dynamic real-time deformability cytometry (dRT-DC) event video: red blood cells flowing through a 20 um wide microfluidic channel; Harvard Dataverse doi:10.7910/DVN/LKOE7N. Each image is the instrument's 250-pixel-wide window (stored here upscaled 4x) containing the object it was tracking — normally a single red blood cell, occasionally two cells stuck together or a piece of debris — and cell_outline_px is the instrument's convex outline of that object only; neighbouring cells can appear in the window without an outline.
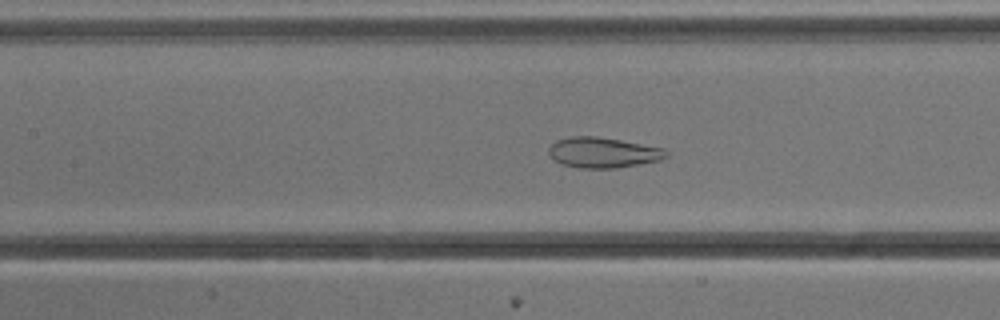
{"species": "common noctule bat (a hibernating species)", "species_latin": "Nyctalus noctula", "temperature_condition": "cold", "stored_images_in_passage": 47, "camera_frame_rate_fps": 3000, "um_per_image_px": 0.085, "animal": {"sex": "male", "body_mass_g": 13.3}, "frame": {"image": 1, "passage_image": 17, "time_ms": 5.333, "image_size_px": [1000, 320], "cell_outline_px": [[668, 156], [660, 160], [640, 164], [616, 168], [580, 168], [560, 164], [552, 160], [548, 152], [548, 148], [556, 140], [572, 136], [596, 136], [620, 140], [664, 148], [668, 152]], "centroid_in_image_um": [51.23, 12.97], "position_along_channel_um": 156.2, "area_um2": 20.98}}
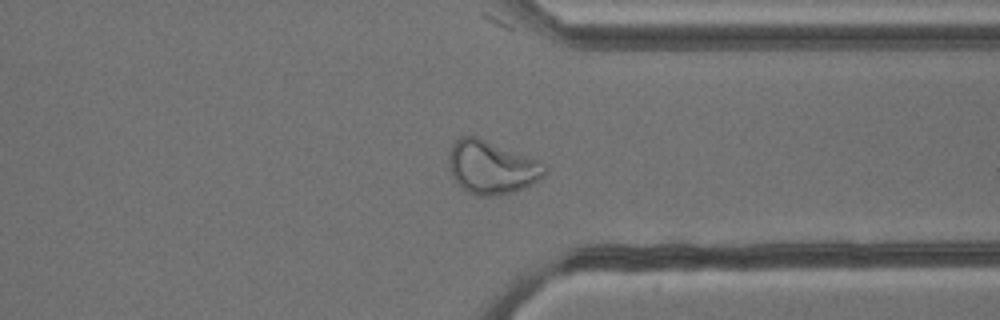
{"frame": {"image": 2, "passage_image": 34, "time_ms": 11.0, "image_size_px": [1000, 320], "cell_outline_px": [[544, 176], [532, 184], [524, 188], [512, 192], [492, 196], [476, 196], [468, 192], [452, 176], [448, 168], [448, 156], [452, 144], [460, 136], [476, 136], [536, 160], [544, 172]], "centroid_in_image_um": [41.7, 14.23], "position_along_channel_um": 369.7, "area_um2": 29.07}}
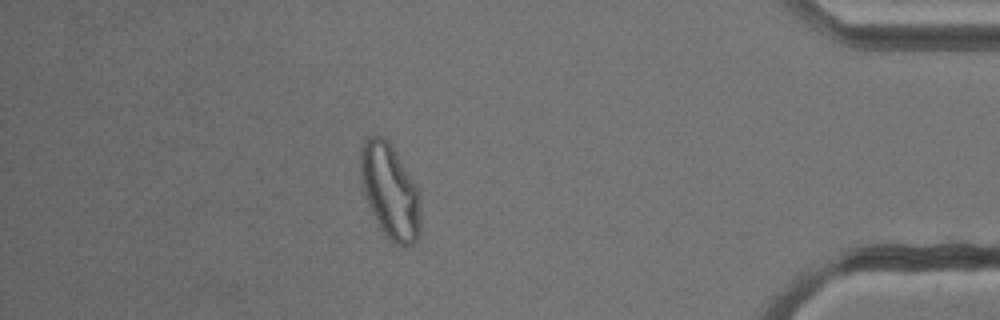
{"frame": {"image": 3, "passage_image": 40, "time_ms": 13.0, "image_size_px": [1000, 320], "cell_outline_px": [[420, 232], [416, 240], [412, 244], [404, 248], [392, 244], [384, 232], [368, 200], [364, 188], [360, 172], [360, 156], [364, 144], [368, 136], [380, 136], [388, 140], [416, 188], [420, 224]], "centroid_in_image_um": [33.15, 16.29], "position_along_channel_um": 402.0, "area_um2": 31.62}, "authors_computed_cell_mechanics": {"area_um2": 29.2468, "velocity_mm_per_s": 3.8027, "shape_relaxation_time_tau1_ms": null, "shape_relaxation_time_tau2_ms": 1.2656, "deformation_change_tau1": null, "deformation_change_tau2": 0.0809}}